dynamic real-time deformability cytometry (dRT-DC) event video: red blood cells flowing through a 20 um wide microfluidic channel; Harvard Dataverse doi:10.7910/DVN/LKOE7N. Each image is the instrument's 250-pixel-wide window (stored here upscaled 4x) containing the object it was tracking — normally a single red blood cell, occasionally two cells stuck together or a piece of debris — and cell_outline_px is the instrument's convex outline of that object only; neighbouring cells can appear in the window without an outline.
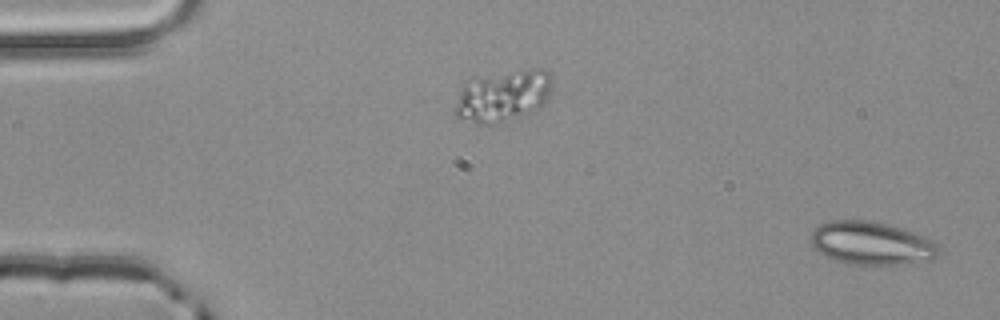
{"species": "common noctule bat (a hibernating species)", "species_latin": "Nyctalus noctula", "temperature_condition": "room temperature", "stored_images_in_passage": 2, "segment_of_instrument_passage": [2, 2], "camera_frame_rate_fps": 3000, "um_per_image_px": 0.085, "animal": {"sex": "male", "body_mass_g": 20.4}, "frame": {"image": 1, "passage_image": 2, "time_ms": 0.333, "image_size_px": [1000, 320], "cell_outline_px": [[940, 252], [932, 260], [900, 264], [844, 264], [820, 252], [812, 244], [812, 232], [820, 224], [832, 220], [864, 220], [888, 224], [936, 240]], "centroid_in_image_um": [74.12, 20.67], "position_along_channel_um": 10.9, "area_um2": 31.91}}